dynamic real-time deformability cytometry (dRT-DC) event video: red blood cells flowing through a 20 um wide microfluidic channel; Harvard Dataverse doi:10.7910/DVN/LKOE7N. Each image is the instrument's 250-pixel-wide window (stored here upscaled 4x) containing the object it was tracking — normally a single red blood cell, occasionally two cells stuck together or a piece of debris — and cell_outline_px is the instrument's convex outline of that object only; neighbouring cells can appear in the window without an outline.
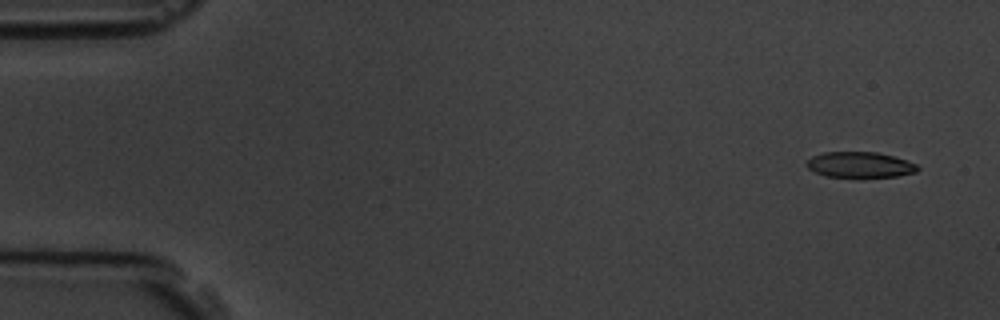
{"species": "common noctule bat (a hibernating species)", "species_latin": "Nyctalus noctula", "temperature_condition": "room temperature", "stored_images_in_passage": 5, "camera_frame_rate_fps": 3000, "um_per_image_px": 0.085, "animal": {"sex": "male", "body_mass_g": 19.5, "forearm_length_mm": 54.6}, "frame": {"image": 1, "passage_image": 1, "time_ms": 0.0, "image_size_px": [1000, 320], "cell_outline_px": [[920, 168], [916, 172], [896, 176], [860, 180], [824, 176], [808, 168], [804, 164], [812, 156], [824, 152], [876, 152], [892, 156], [916, 164]], "centroid_in_image_um": [73.06, 14.06], "position_along_channel_um": 11.9, "area_um2": 17.28}}